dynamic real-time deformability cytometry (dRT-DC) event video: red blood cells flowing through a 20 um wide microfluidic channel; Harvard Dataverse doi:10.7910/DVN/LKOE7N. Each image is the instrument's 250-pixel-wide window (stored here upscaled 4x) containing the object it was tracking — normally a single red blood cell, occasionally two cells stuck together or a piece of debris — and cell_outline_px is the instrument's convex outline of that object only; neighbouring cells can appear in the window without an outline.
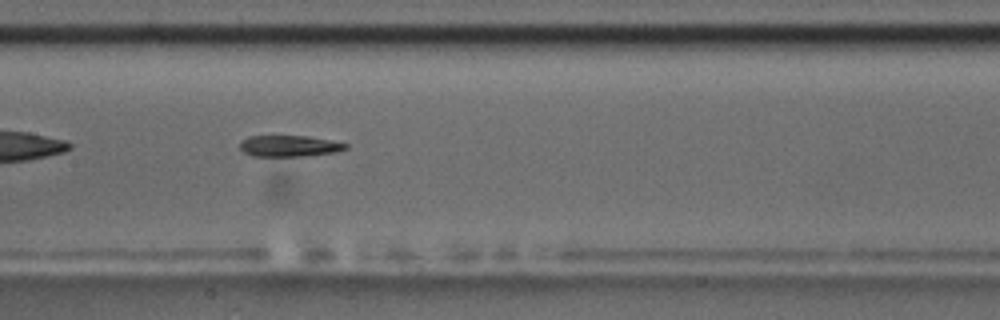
{"species": "common noctule bat (a hibernating species)", "species_latin": "Nyctalus noctula", "temperature_condition": "room temperature", "stored_images_in_passage": 9, "camera_frame_rate_fps": 3000, "um_per_image_px": 0.085, "animal": {"sex": "male", "body_mass_g": 17.5, "forearm_length_mm": 52.3}, "frame": {"image": 1, "passage_image": 8, "time_ms": 8.333, "image_size_px": [1000, 320], "cell_outline_px": [[348, 148], [336, 152], [304, 156], [252, 156], [244, 152], [240, 148], [240, 140], [248, 136], [308, 136], [348, 144]], "centroid_in_image_um": [24.56, 12.41], "position_along_channel_um": 182.8, "area_um2": 13.06}}